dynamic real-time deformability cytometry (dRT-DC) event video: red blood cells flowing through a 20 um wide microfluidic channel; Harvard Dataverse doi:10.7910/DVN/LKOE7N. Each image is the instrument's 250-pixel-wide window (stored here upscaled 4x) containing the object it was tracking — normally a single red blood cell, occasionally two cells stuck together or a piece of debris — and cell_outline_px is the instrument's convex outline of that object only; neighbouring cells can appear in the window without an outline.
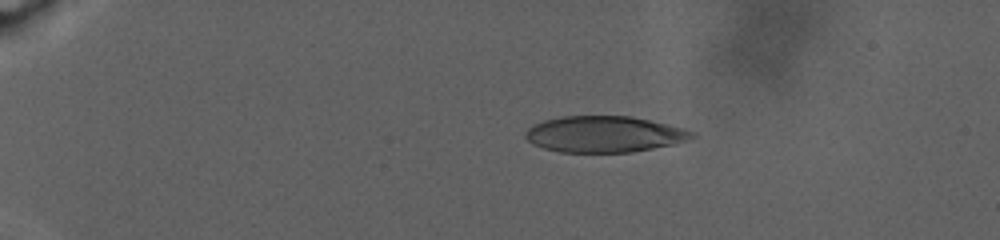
{"species": "human", "species_latin": "Homo sapiens", "temperature_condition": "warm", "stored_images_in_passage": 91, "camera_frame_rate_fps": 3000, "um_per_image_px": 0.085, "donor": {"sex": "male"}, "frame": {"image": 1, "passage_image": 19, "time_ms": 7.0, "image_size_px": [1000, 240], "cell_outline_px": [[696, 136], [688, 140], [672, 144], [632, 152], [560, 152], [544, 148], [532, 144], [524, 136], [524, 132], [532, 124], [544, 120], [564, 116], [632, 116], [684, 128], [696, 132]], "centroid_in_image_um": [51.35, 11.4], "position_along_channel_um": 33.7, "area_um2": 35.2}}
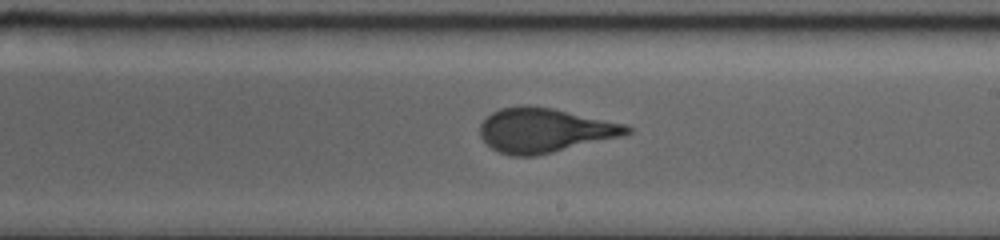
{"frame": {"image": 2, "passage_image": 56, "time_ms": 20.0, "image_size_px": [1000, 240], "cell_outline_px": [[632, 132], [624, 136], [536, 156], [512, 156], [500, 152], [492, 148], [480, 136], [480, 124], [492, 112], [500, 108], [528, 104], [552, 108], [624, 124], [632, 128]], "centroid_in_image_um": [46.29, 11.07], "position_along_channel_um": 242.7, "area_um2": 37.92}}
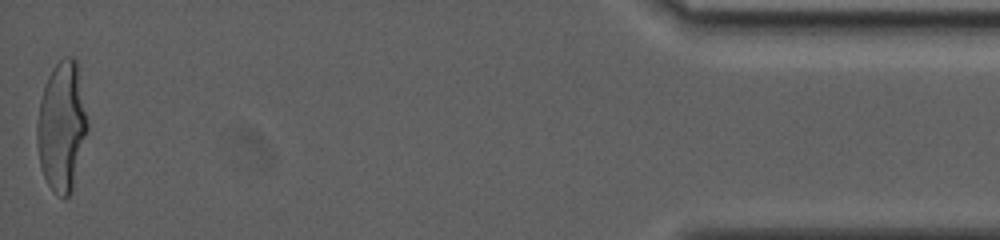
{"frame": {"image": 3, "passage_image": 91, "time_ms": 31.0, "image_size_px": [1000, 240], "cell_outline_px": [[88, 128], [72, 192], [64, 200], [56, 196], [52, 192], [40, 168], [36, 144], [36, 124], [40, 100], [44, 84], [52, 68], [64, 56], [72, 56], [76, 60], [88, 124]], "centroid_in_image_um": [5.22, 10.8], "position_along_channel_um": 430.0, "area_um2": 38.44}, "authors_computed_cell_mechanics": {"area_um2": 37.0498, "velocity_mm_per_s": 2.3537, "shape_relaxation_time_tau1_ms": 9.011, "shape_relaxation_time_tau2_ms": null, "deformation_change_tau1": 0.2499, "deformation_change_tau2": null}}